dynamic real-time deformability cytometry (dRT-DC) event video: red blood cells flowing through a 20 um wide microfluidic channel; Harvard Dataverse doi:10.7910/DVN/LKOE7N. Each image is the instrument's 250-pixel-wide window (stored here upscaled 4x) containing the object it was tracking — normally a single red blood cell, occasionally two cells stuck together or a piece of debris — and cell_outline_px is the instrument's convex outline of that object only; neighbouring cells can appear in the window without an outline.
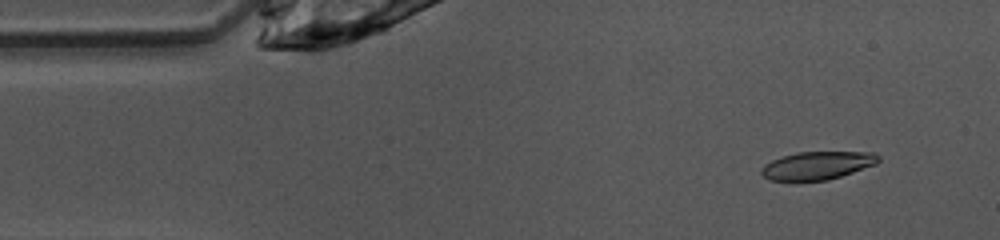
{"species": "common noctule bat (a hibernating species)", "species_latin": "Nyctalus noctula", "temperature_condition": "warm", "stored_images_in_passage": 48, "camera_frame_rate_fps": 3000, "um_per_image_px": 0.085, "animal": {"sex": "female", "body_mass_g": 10.0, "forearm_length_mm": 53.1}, "frame": {"image": 1, "passage_image": 4, "time_ms": 1.0, "image_size_px": [1000, 240], "cell_outline_px": [[880, 160], [876, 164], [828, 180], [772, 180], [764, 176], [760, 172], [760, 168], [764, 164], [772, 160], [796, 152], [876, 152], [880, 156]], "centroid_in_image_um": [69.49, 14.05], "position_along_channel_um": 15.5, "area_um2": 18.96}}
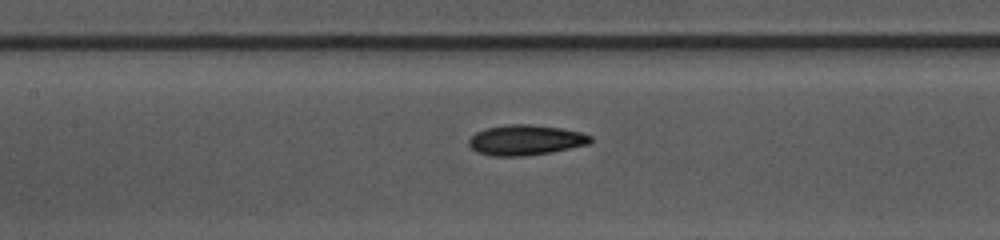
{"frame": {"image": 2, "passage_image": 20, "time_ms": 6.333, "image_size_px": [1000, 240], "cell_outline_px": [[592, 140], [588, 144], [552, 152], [524, 156], [492, 156], [476, 152], [468, 144], [468, 140], [476, 132], [484, 128], [508, 124], [528, 124], [560, 128], [580, 132], [592, 136]], "centroid_in_image_um": [44.64, 11.9], "position_along_channel_um": 162.8, "area_um2": 21.5}}
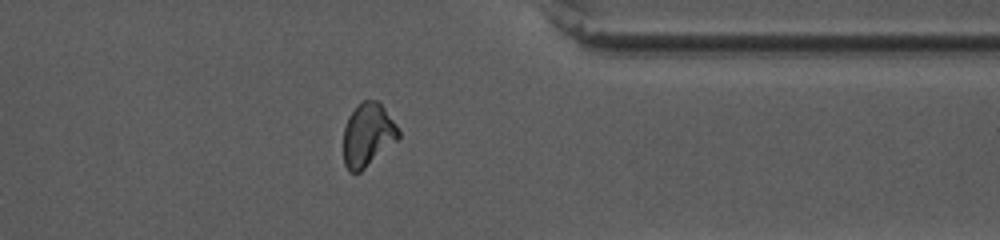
{"frame": {"image": 3, "passage_image": 37, "time_ms": 12.0, "image_size_px": [1000, 240], "cell_outline_px": [[400, 136], [396, 140], [360, 172], [348, 172], [344, 164], [344, 128], [348, 116], [364, 100], [376, 100], [384, 108], [396, 124], [400, 132]], "centroid_in_image_um": [31.24, 11.47], "position_along_channel_um": 380.2, "area_um2": 19.88}, "authors_computed_cell_mechanics": {"area_um2": 20.6635, "velocity_mm_per_s": 4.0423, "shape_relaxation_time_tau1_ms": 3.5622, "shape_relaxation_time_tau2_ms": 3.819, "deformation_change_tau1": 0.1294, "deformation_change_tau2": 0.0994}}